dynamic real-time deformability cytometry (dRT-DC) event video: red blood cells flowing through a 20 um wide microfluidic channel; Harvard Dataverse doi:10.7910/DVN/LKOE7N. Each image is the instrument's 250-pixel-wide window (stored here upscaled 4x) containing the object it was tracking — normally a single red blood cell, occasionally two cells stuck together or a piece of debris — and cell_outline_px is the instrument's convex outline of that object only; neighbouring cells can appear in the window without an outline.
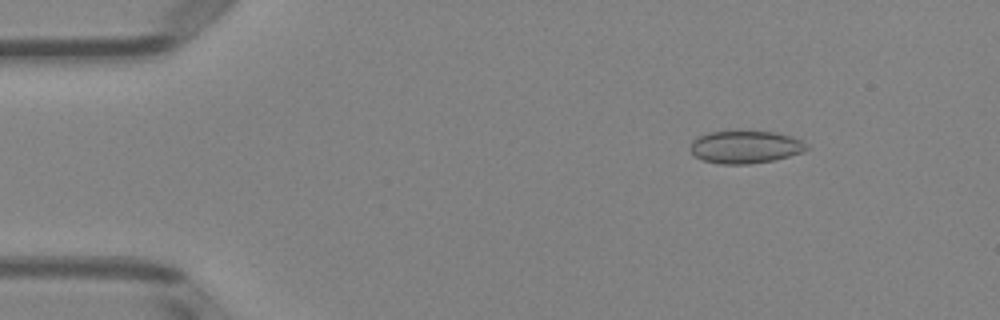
{"species": "Egyptian fruit bat (a non-hibernating species)", "species_latin": "Rousettus aegyptiacus", "temperature_condition": "room temperature", "stored_images_in_passage": 6, "camera_frame_rate_fps": 3000, "um_per_image_px": 0.085, "animal": {"sex": "female"}, "frame": {"image": 1, "passage_image": 2, "time_ms": 1.0, "image_size_px": [1000, 320], "cell_outline_px": [[808, 148], [804, 152], [772, 160], [748, 164], [720, 164], [704, 160], [696, 156], [688, 148], [692, 140], [708, 132], [776, 132], [804, 140], [808, 144]], "centroid_in_image_um": [63.37, 12.5], "position_along_channel_um": 21.6, "area_um2": 21.96}}
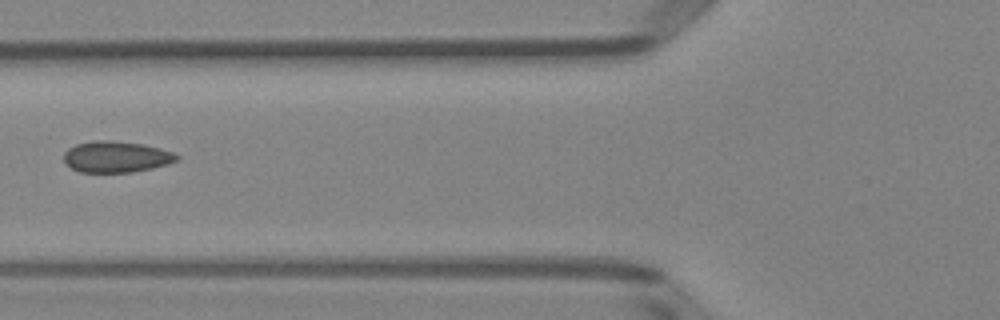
{"frame": {"image": 2, "passage_image": 5, "time_ms": 5.333, "image_size_px": [1000, 320], "cell_outline_px": [[180, 160], [168, 164], [152, 168], [132, 172], [80, 172], [64, 164], [64, 152], [68, 148], [76, 144], [96, 140], [112, 140], [144, 144], [160, 148], [172, 152], [180, 156]], "centroid_in_image_um": [9.88, 13.32], "position_along_channel_um": 115.9, "area_um2": 20.75}}
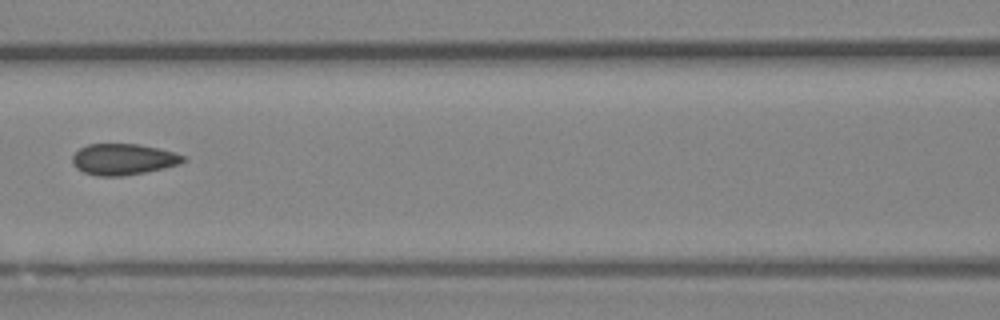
{"frame": {"image": 3, "passage_image": 6, "time_ms": 6.333, "image_size_px": [1000, 320], "cell_outline_px": [[188, 160], [180, 164], [164, 168], [124, 176], [96, 176], [84, 172], [76, 168], [72, 164], [72, 156], [80, 148], [88, 144], [140, 144], [176, 152], [188, 156]], "centroid_in_image_um": [10.53, 13.54], "position_along_channel_um": 156.1, "area_um2": 20.4}}